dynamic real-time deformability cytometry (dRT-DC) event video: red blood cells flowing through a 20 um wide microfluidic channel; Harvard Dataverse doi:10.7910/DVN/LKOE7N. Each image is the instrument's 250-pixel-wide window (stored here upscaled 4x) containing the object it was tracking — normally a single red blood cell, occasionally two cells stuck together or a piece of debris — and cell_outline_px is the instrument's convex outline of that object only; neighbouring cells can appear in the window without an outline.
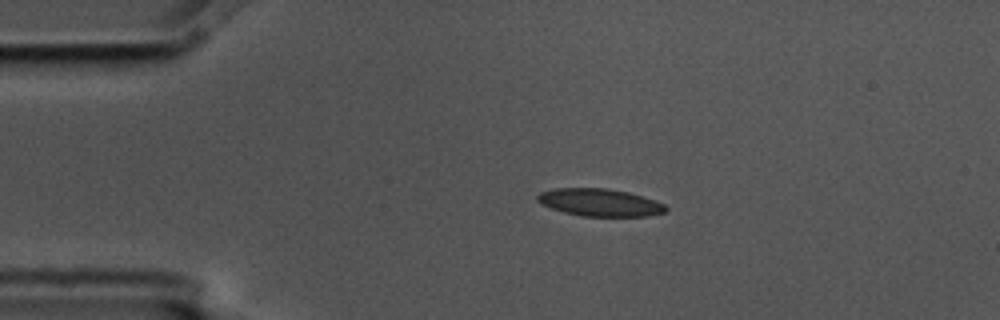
{"species": "common noctule bat (a hibernating species)", "species_latin": "Nyctalus noctula", "temperature_condition": "cold", "stored_images_in_passage": 2, "camera_frame_rate_fps": 3000, "um_per_image_px": 0.085, "animal": {"sex": "male", "body_mass_g": 17.5, "forearm_length_mm": 52.3}, "frame": {"image": 1, "passage_image": 1, "time_ms": 0.0, "image_size_px": [1000, 320], "cell_outline_px": [[668, 208], [664, 212], [648, 216], [580, 216], [564, 212], [540, 204], [536, 200], [536, 196], [540, 192], [556, 188], [608, 188], [628, 192], [656, 200], [664, 204]], "centroid_in_image_um": [50.97, 17.2], "position_along_channel_um": 34.0, "area_um2": 20.63}}